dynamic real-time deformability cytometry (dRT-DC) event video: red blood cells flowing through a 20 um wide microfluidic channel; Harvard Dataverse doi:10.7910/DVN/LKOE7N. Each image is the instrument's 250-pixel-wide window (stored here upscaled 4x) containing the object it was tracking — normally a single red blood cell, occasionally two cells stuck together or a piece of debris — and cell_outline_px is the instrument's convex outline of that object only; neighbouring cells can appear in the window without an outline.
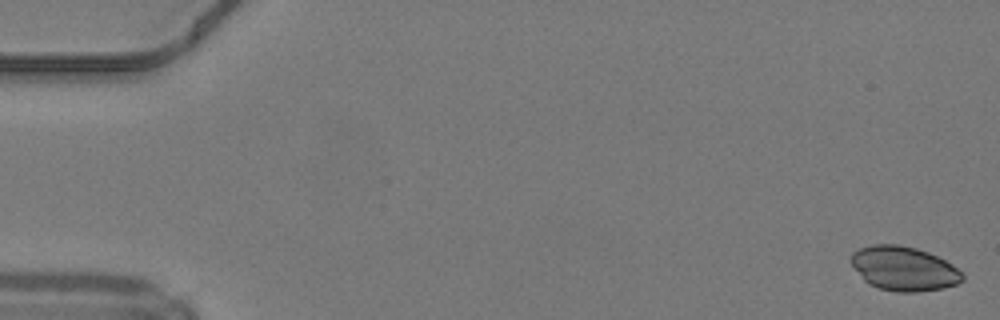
{"species": "common noctule bat (a hibernating species)", "species_latin": "Nyctalus noctula", "temperature_condition": "warm", "stored_images_in_passage": 49, "camera_frame_rate_fps": 3000, "um_per_image_px": 0.085, "animal": {"sex": "male", "body_mass_g": 19.2, "forearm_length_mm": 51.8}, "frame": {"image": 1, "passage_image": 1, "time_ms": 0.0, "image_size_px": [1000, 320], "cell_outline_px": [[964, 280], [956, 284], [944, 288], [920, 292], [896, 292], [880, 288], [868, 284], [864, 280], [852, 264], [852, 252], [860, 248], [872, 244], [896, 244], [916, 248], [928, 252], [952, 264], [964, 276]], "centroid_in_image_um": [76.83, 22.83], "position_along_channel_um": 8.2, "area_um2": 28.61}}